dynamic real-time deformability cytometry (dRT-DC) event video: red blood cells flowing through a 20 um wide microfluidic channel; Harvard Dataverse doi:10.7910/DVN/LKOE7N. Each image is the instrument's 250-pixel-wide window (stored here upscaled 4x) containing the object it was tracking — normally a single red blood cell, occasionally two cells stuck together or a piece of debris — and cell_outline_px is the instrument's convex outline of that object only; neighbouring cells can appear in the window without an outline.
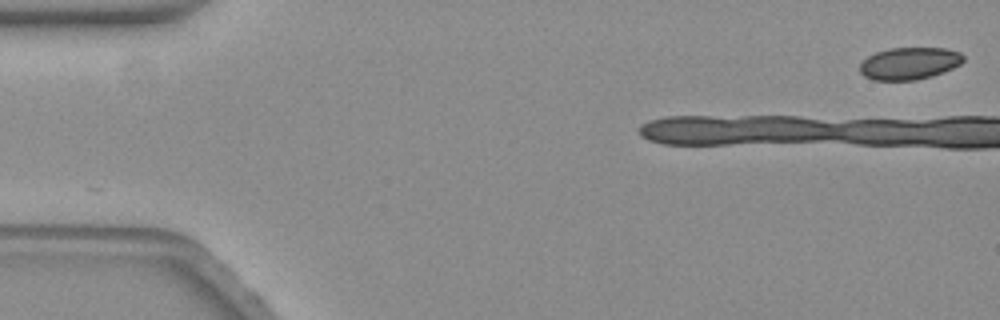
{"species": "common noctule bat (a hibernating species)", "species_latin": "Nyctalus noctula", "temperature_condition": "warm", "stored_images_in_passage": 7, "camera_frame_rate_fps": 3000, "um_per_image_px": 0.085, "animal": {"sex": "female", "body_mass_g": 19.3, "forearm_length_mm": 54.1}, "frame": {"image": 1, "passage_image": 1, "time_ms": 0.0, "image_size_px": [1000, 320], "cell_outline_px": [[964, 60], [960, 64], [944, 72], [932, 76], [916, 80], [872, 80], [864, 76], [860, 72], [860, 64], [868, 56], [876, 52], [888, 48], [948, 48], [960, 52], [964, 56]], "centroid_in_image_um": [77.31, 5.39], "position_along_channel_um": 7.7, "area_um2": 19.54}}